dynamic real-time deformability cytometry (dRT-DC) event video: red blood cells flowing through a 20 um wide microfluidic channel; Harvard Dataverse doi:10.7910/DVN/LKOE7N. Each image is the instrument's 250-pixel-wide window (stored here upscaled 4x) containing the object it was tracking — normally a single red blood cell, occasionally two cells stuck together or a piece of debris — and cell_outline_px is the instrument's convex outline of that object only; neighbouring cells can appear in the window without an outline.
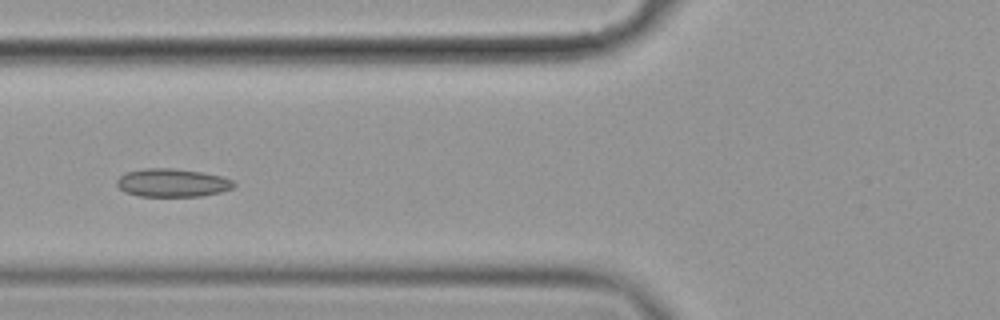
{"species": "common noctule bat (a hibernating species)", "species_latin": "Nyctalus noctula", "temperature_condition": "cold", "stored_images_in_passage": 8, "camera_frame_rate_fps": 3000, "um_per_image_px": 0.085, "animal": {"sex": "female", "body_mass_g": 19.9}, "frame": {"image": 1, "passage_image": 6, "time_ms": 1.667, "image_size_px": [1000, 320], "cell_outline_px": [[236, 184], [232, 188], [220, 192], [200, 196], [140, 196], [124, 192], [116, 184], [116, 180], [124, 172], [144, 168], [172, 168], [200, 172], [224, 176], [232, 180]], "centroid_in_image_um": [14.62, 15.53], "position_along_channel_um": 111.2, "area_um2": 19.31}}
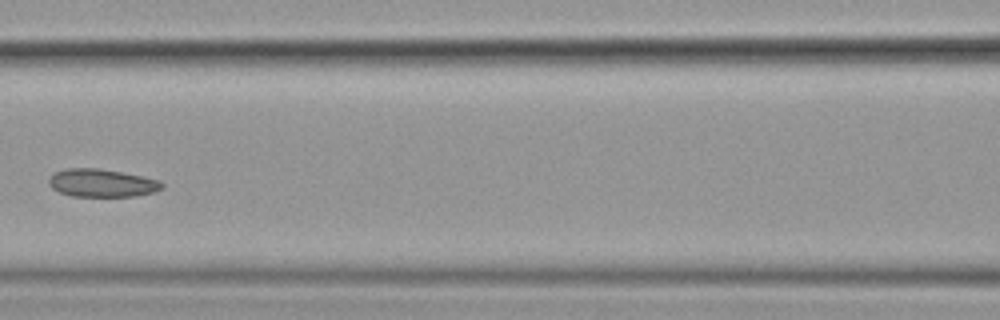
{"frame": {"image": 2, "passage_image": 7, "time_ms": 2.0, "image_size_px": [1000, 320], "cell_outline_px": [[164, 188], [152, 192], [136, 196], [72, 196], [60, 192], [52, 188], [48, 184], [48, 180], [56, 172], [68, 168], [100, 168], [160, 180], [164, 184]], "centroid_in_image_um": [8.67, 15.56], "position_along_channel_um": 157.9, "area_um2": 18.26}}
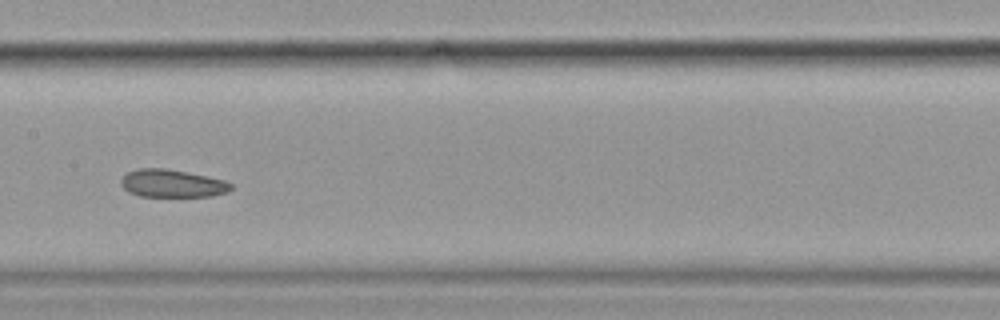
{"frame": {"image": 3, "passage_image": 8, "time_ms": 2.333, "image_size_px": [1000, 320], "cell_outline_px": [[232, 188], [228, 192], [212, 196], [140, 196], [128, 192], [120, 184], [120, 180], [128, 172], [140, 168], [164, 168], [224, 180], [232, 184]], "centroid_in_image_um": [14.62, 15.6], "position_along_channel_um": 192.8, "area_um2": 17.57}}